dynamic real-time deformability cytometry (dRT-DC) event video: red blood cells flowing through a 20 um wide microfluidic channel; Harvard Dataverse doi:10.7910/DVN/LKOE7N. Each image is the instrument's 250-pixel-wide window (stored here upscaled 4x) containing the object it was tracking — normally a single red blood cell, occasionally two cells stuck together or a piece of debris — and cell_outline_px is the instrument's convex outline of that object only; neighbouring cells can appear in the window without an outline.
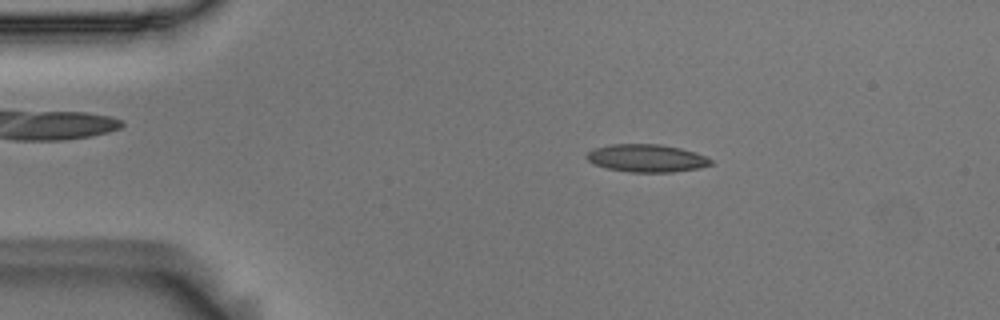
{"species": "Egyptian fruit bat (a non-hibernating species)", "species_latin": "Rousettus aegyptiacus", "temperature_condition": "room temperature", "stored_images_in_passage": 53, "camera_frame_rate_fps": 3000, "um_per_image_px": 0.085, "animal": {"sex": "male"}, "frame": {"image": 1, "passage_image": 9, "time_ms": 2.667, "image_size_px": [1000, 320], "cell_outline_px": [[712, 164], [700, 168], [672, 172], [632, 172], [608, 168], [596, 164], [588, 160], [584, 156], [592, 148], [612, 144], [660, 144], [680, 148], [696, 152], [712, 160]], "centroid_in_image_um": [54.97, 13.44], "position_along_channel_um": 30.0, "area_um2": 20.0}}
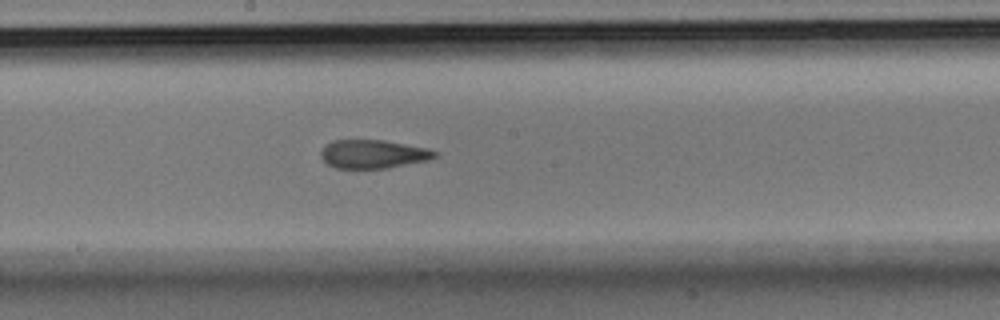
{"frame": {"image": 2, "passage_image": 28, "time_ms": 9.0, "image_size_px": [1000, 320], "cell_outline_px": [[440, 152], [436, 156], [428, 160], [388, 168], [336, 168], [328, 164], [320, 156], [320, 152], [324, 144], [332, 140], [384, 140], [428, 148]], "centroid_in_image_um": [31.71, 13.08], "position_along_channel_um": 216.5, "area_um2": 19.07}}
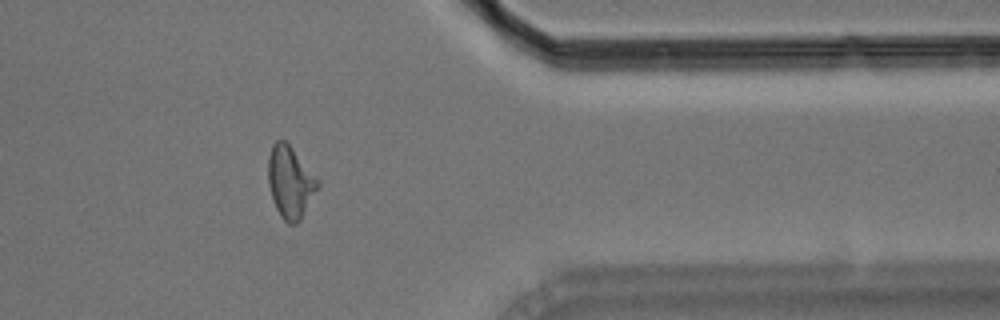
{"frame": {"image": 3, "passage_image": 43, "time_ms": 14.0, "image_size_px": [1000, 320], "cell_outline_px": [[320, 184], [300, 220], [296, 224], [288, 224], [280, 216], [272, 200], [268, 184], [268, 156], [272, 144], [276, 140], [284, 140], [292, 148], [320, 180]], "centroid_in_image_um": [24.66, 15.48], "position_along_channel_um": 386.7, "area_um2": 20.81}, "authors_computed_cell_mechanics": {"area_um2": 19.7098, "velocity_mm_per_s": 3.7262, "shape_relaxation_time_tau1_ms": 7.2473, "shape_relaxation_time_tau2_ms": 2.4288, "deformation_change_tau1": 0.1966, "deformation_change_tau2": 0.1159}}